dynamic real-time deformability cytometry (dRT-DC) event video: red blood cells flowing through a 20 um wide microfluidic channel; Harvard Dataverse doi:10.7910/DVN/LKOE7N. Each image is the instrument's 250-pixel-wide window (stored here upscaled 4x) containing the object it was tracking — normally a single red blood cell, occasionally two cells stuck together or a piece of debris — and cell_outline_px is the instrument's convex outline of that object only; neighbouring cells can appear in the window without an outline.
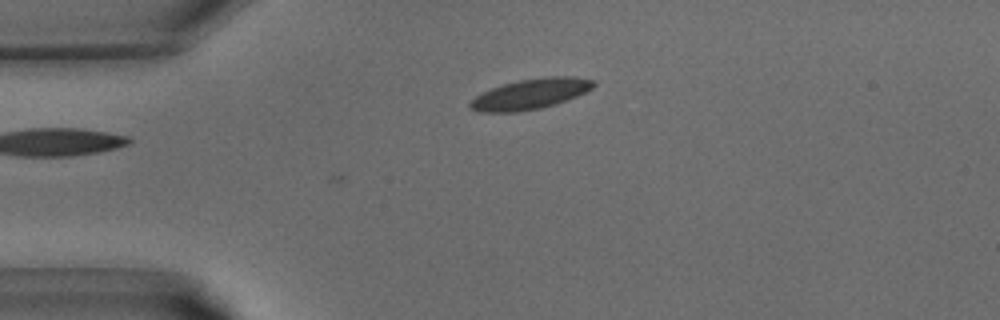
{"species": "common noctule bat (a hibernating species)", "species_latin": "Nyctalus noctula", "temperature_condition": "warm", "stored_images_in_passage": 2, "camera_frame_rate_fps": 3000, "um_per_image_px": 0.085, "animal": {"sex": "male", "body_mass_g": 15.6}, "frame": {"image": 1, "passage_image": 2, "time_ms": 0.333, "image_size_px": [1000, 320], "cell_outline_px": [[596, 84], [592, 88], [576, 96], [556, 104], [540, 108], [516, 112], [480, 112], [468, 108], [468, 104], [476, 96], [492, 88], [504, 84], [520, 80], [544, 76], [572, 76], [596, 80]], "centroid_in_image_um": [45.1, 7.98], "position_along_channel_um": 39.9, "area_um2": 21.79}}